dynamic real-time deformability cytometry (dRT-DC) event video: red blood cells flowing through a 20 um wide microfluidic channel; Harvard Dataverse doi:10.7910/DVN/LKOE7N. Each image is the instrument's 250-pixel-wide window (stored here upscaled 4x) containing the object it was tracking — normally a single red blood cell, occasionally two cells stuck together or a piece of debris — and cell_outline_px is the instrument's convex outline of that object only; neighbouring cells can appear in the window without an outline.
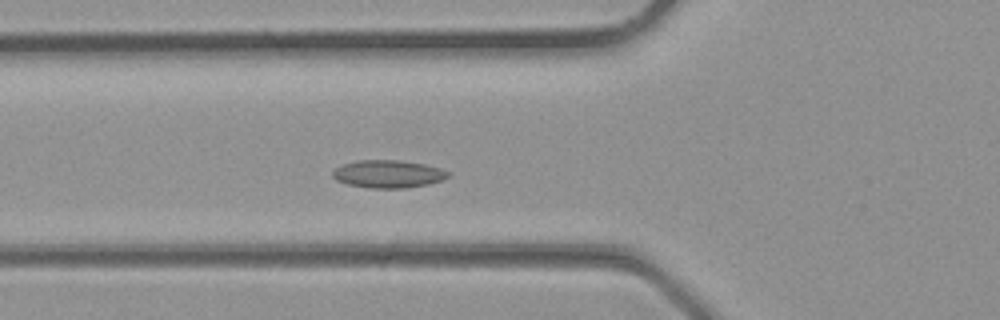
{"species": "common noctule bat (a hibernating species)", "species_latin": "Nyctalus noctula", "temperature_condition": "room temperature", "stored_images_in_passage": 24, "camera_frame_rate_fps": 3000, "um_per_image_px": 0.085, "animal": {"sex": "male", "body_mass_g": 23.1, "forearm_length_mm": 52.7}, "frame": {"image": 1, "passage_image": 2, "time_ms": 0.333, "image_size_px": [1000, 320], "cell_outline_px": [[452, 176], [428, 184], [404, 188], [368, 188], [348, 184], [336, 180], [332, 176], [332, 172], [340, 164], [356, 160], [400, 160], [424, 164], [440, 168], [452, 172]], "centroid_in_image_um": [33.0, 14.78], "position_along_channel_um": 92.8, "area_um2": 18.84}}
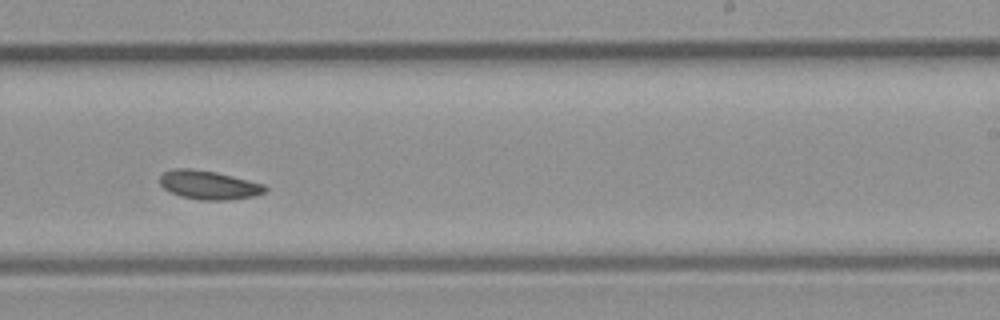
{"frame": {"image": 2, "passage_image": 11, "time_ms": 3.333, "image_size_px": [1000, 320], "cell_outline_px": [[268, 188], [264, 192], [256, 196], [228, 200], [200, 200], [180, 196], [164, 188], [160, 184], [160, 176], [164, 172], [172, 168], [192, 168], [216, 172], [264, 184]], "centroid_in_image_um": [17.74, 15.72], "position_along_channel_um": 271.3, "area_um2": 17.69}}
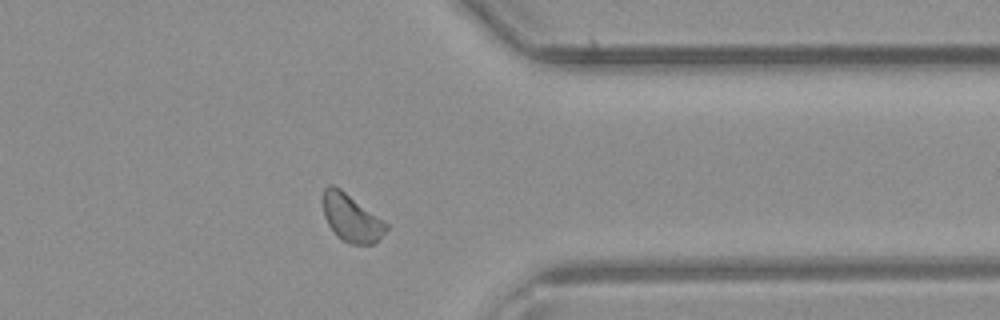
{"frame": {"image": 3, "passage_image": 17, "time_ms": 5.333, "image_size_px": [1000, 320], "cell_outline_px": [[388, 228], [372, 244], [348, 244], [336, 236], [328, 224], [324, 216], [320, 196], [324, 188], [328, 184], [332, 184], [340, 188], [384, 220], [388, 224]], "centroid_in_image_um": [29.8, 18.49], "position_along_channel_um": 381.6, "area_um2": 17.74}}